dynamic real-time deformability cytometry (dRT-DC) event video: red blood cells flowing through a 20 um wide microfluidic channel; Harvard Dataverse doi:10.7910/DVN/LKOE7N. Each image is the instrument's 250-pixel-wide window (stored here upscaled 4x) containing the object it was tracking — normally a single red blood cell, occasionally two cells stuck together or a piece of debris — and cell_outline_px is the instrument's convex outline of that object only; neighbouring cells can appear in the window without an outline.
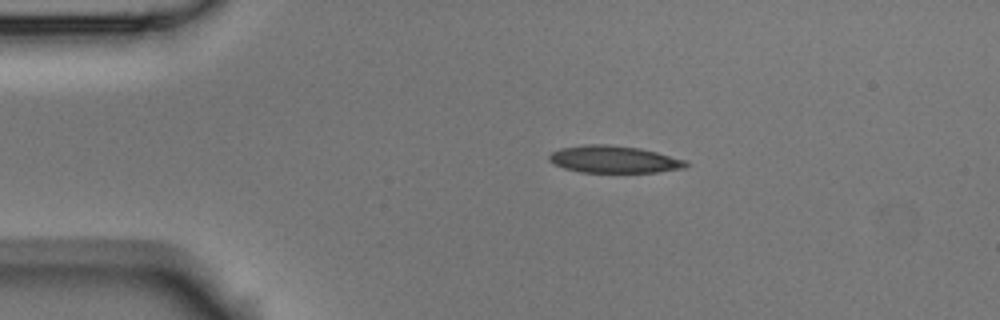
{"species": "Egyptian fruit bat (a non-hibernating species)", "species_latin": "Rousettus aegyptiacus", "temperature_condition": "room temperature", "stored_images_in_passage": 44, "camera_frame_rate_fps": 3000, "um_per_image_px": 0.085, "animal": {"sex": "male"}, "frame": {"image": 1, "passage_image": 1, "time_ms": 0.0, "image_size_px": [1000, 320], "cell_outline_px": [[688, 164], [684, 168], [656, 172], [580, 172], [564, 168], [552, 164], [548, 160], [548, 156], [552, 152], [560, 148], [584, 144], [608, 144], [640, 148], [656, 152], [684, 160]], "centroid_in_image_um": [52.11, 13.54], "position_along_channel_um": 32.9, "area_um2": 21.62}}
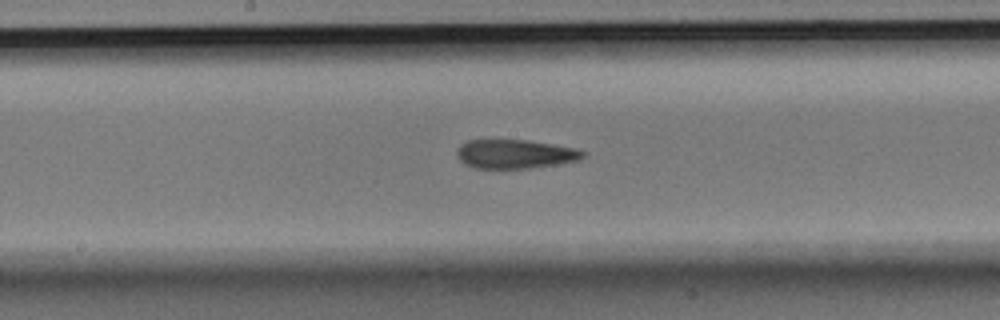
{"frame": {"image": 2, "passage_image": 18, "time_ms": 5.667, "image_size_px": [1000, 320], "cell_outline_px": [[584, 156], [576, 160], [556, 164], [528, 168], [476, 168], [464, 164], [460, 160], [456, 152], [460, 144], [468, 140], [528, 140], [576, 148], [584, 152]], "centroid_in_image_um": [43.74, 13.08], "position_along_channel_um": 204.5, "area_um2": 21.04}}
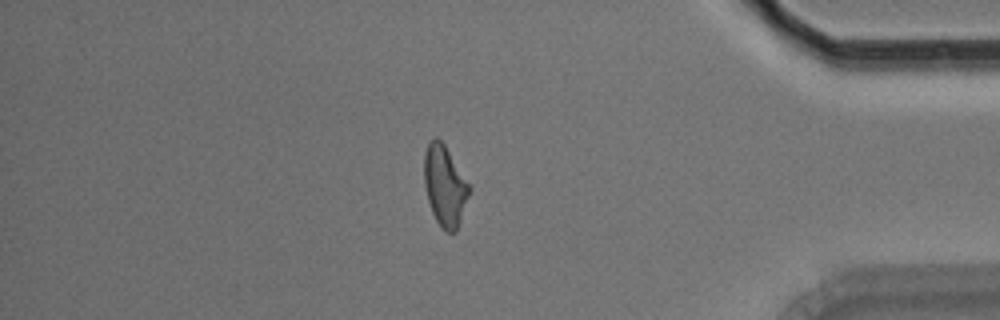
{"frame": {"image": 3, "passage_image": 36, "time_ms": 11.667, "image_size_px": [1000, 320], "cell_outline_px": [[472, 188], [456, 232], [444, 232], [440, 228], [432, 212], [428, 200], [424, 184], [424, 152], [428, 144], [436, 136], [444, 144]], "centroid_in_image_um": [37.81, 15.82], "position_along_channel_um": 397.4, "area_um2": 21.21}, "authors_computed_cell_mechanics": {"area_um2": 21.6461, "velocity_mm_per_s": 3.7584, "shape_relaxation_time_tau1_ms": null, "shape_relaxation_time_tau2_ms": 3.6382, "deformation_change_tau1": null, "deformation_change_tau2": 0.1291}}